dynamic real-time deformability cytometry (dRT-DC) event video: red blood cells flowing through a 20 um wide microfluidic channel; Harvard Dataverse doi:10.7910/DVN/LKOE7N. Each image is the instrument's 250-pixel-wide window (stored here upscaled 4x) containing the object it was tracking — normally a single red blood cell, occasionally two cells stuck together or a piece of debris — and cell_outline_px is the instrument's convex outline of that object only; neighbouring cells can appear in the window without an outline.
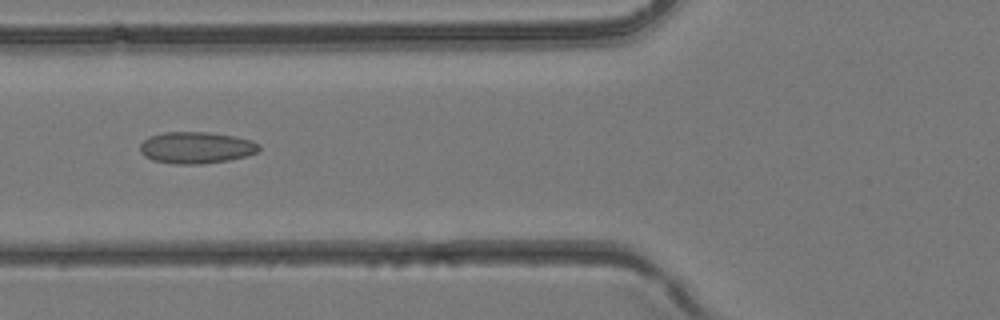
{"species": "common noctule bat (a hibernating species)", "species_latin": "Nyctalus noctula", "temperature_condition": "room temperature", "stored_images_in_passage": 3, "camera_frame_rate_fps": 3000, "um_per_image_px": 0.085, "animal": {"sex": "female", "body_mass_g": 24.6, "forearm_length_mm": 56.2}, "frame": {"image": 1, "passage_image": 3, "time_ms": 0.667, "image_size_px": [1000, 320], "cell_outline_px": [[260, 148], [256, 152], [244, 156], [228, 160], [204, 164], [176, 164], [152, 160], [144, 156], [140, 152], [140, 144], [148, 136], [164, 132], [208, 132], [232, 136], [252, 140], [260, 144]], "centroid_in_image_um": [16.64, 12.55], "position_along_channel_um": 109.2, "area_um2": 21.96}}